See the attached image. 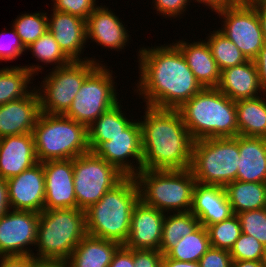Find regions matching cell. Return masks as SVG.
Returning <instances> with one entry per match:
<instances>
[{"instance_id": "cell-1", "label": "cell", "mask_w": 266, "mask_h": 267, "mask_svg": "<svg viewBox=\"0 0 266 267\" xmlns=\"http://www.w3.org/2000/svg\"><path fill=\"white\" fill-rule=\"evenodd\" d=\"M155 46L138 49L140 75L132 90L146 106L178 110L203 87L174 42Z\"/></svg>"}, {"instance_id": "cell-2", "label": "cell", "mask_w": 266, "mask_h": 267, "mask_svg": "<svg viewBox=\"0 0 266 267\" xmlns=\"http://www.w3.org/2000/svg\"><path fill=\"white\" fill-rule=\"evenodd\" d=\"M144 106V116L139 119L143 152L142 169H190L194 140L179 111L145 104Z\"/></svg>"}, {"instance_id": "cell-3", "label": "cell", "mask_w": 266, "mask_h": 267, "mask_svg": "<svg viewBox=\"0 0 266 267\" xmlns=\"http://www.w3.org/2000/svg\"><path fill=\"white\" fill-rule=\"evenodd\" d=\"M178 111L194 141L238 135L236 101L216 87L202 88Z\"/></svg>"}, {"instance_id": "cell-4", "label": "cell", "mask_w": 266, "mask_h": 267, "mask_svg": "<svg viewBox=\"0 0 266 267\" xmlns=\"http://www.w3.org/2000/svg\"><path fill=\"white\" fill-rule=\"evenodd\" d=\"M139 200L135 177H125L85 210L87 234L124 245L130 232L132 212Z\"/></svg>"}, {"instance_id": "cell-5", "label": "cell", "mask_w": 266, "mask_h": 267, "mask_svg": "<svg viewBox=\"0 0 266 267\" xmlns=\"http://www.w3.org/2000/svg\"><path fill=\"white\" fill-rule=\"evenodd\" d=\"M32 134L39 162L74 159L90 151L88 127L65 115L41 113Z\"/></svg>"}, {"instance_id": "cell-6", "label": "cell", "mask_w": 266, "mask_h": 267, "mask_svg": "<svg viewBox=\"0 0 266 267\" xmlns=\"http://www.w3.org/2000/svg\"><path fill=\"white\" fill-rule=\"evenodd\" d=\"M135 179L144 204L164 213L191 211L196 183L191 169H142Z\"/></svg>"}, {"instance_id": "cell-7", "label": "cell", "mask_w": 266, "mask_h": 267, "mask_svg": "<svg viewBox=\"0 0 266 267\" xmlns=\"http://www.w3.org/2000/svg\"><path fill=\"white\" fill-rule=\"evenodd\" d=\"M86 235L85 211L78 208L43 210L39 214L33 256L68 259Z\"/></svg>"}, {"instance_id": "cell-8", "label": "cell", "mask_w": 266, "mask_h": 267, "mask_svg": "<svg viewBox=\"0 0 266 267\" xmlns=\"http://www.w3.org/2000/svg\"><path fill=\"white\" fill-rule=\"evenodd\" d=\"M239 135L194 141L191 171L196 182L225 187L237 179Z\"/></svg>"}, {"instance_id": "cell-9", "label": "cell", "mask_w": 266, "mask_h": 267, "mask_svg": "<svg viewBox=\"0 0 266 267\" xmlns=\"http://www.w3.org/2000/svg\"><path fill=\"white\" fill-rule=\"evenodd\" d=\"M95 61H71L52 68L35 87L40 98L41 112L64 115L72 105L84 80L99 66Z\"/></svg>"}, {"instance_id": "cell-10", "label": "cell", "mask_w": 266, "mask_h": 267, "mask_svg": "<svg viewBox=\"0 0 266 267\" xmlns=\"http://www.w3.org/2000/svg\"><path fill=\"white\" fill-rule=\"evenodd\" d=\"M103 64L84 80L71 107L64 114L87 127L119 102L115 82L117 76L114 77L113 70Z\"/></svg>"}, {"instance_id": "cell-11", "label": "cell", "mask_w": 266, "mask_h": 267, "mask_svg": "<svg viewBox=\"0 0 266 267\" xmlns=\"http://www.w3.org/2000/svg\"><path fill=\"white\" fill-rule=\"evenodd\" d=\"M77 208L83 211L98 202L126 176L94 152L73 159Z\"/></svg>"}, {"instance_id": "cell-12", "label": "cell", "mask_w": 266, "mask_h": 267, "mask_svg": "<svg viewBox=\"0 0 266 267\" xmlns=\"http://www.w3.org/2000/svg\"><path fill=\"white\" fill-rule=\"evenodd\" d=\"M215 13L223 19L218 30L229 38L248 60H254L266 42L257 15V0L241 2Z\"/></svg>"}, {"instance_id": "cell-13", "label": "cell", "mask_w": 266, "mask_h": 267, "mask_svg": "<svg viewBox=\"0 0 266 267\" xmlns=\"http://www.w3.org/2000/svg\"><path fill=\"white\" fill-rule=\"evenodd\" d=\"M137 120H134L121 134L102 142L93 151L126 177H135L142 170L141 126Z\"/></svg>"}, {"instance_id": "cell-14", "label": "cell", "mask_w": 266, "mask_h": 267, "mask_svg": "<svg viewBox=\"0 0 266 267\" xmlns=\"http://www.w3.org/2000/svg\"><path fill=\"white\" fill-rule=\"evenodd\" d=\"M38 223L39 213L33 211L10 209L0 217V256L33 255Z\"/></svg>"}, {"instance_id": "cell-15", "label": "cell", "mask_w": 266, "mask_h": 267, "mask_svg": "<svg viewBox=\"0 0 266 267\" xmlns=\"http://www.w3.org/2000/svg\"><path fill=\"white\" fill-rule=\"evenodd\" d=\"M11 210L41 213L45 201V174L43 162L24 170L19 175L6 180Z\"/></svg>"}, {"instance_id": "cell-16", "label": "cell", "mask_w": 266, "mask_h": 267, "mask_svg": "<svg viewBox=\"0 0 266 267\" xmlns=\"http://www.w3.org/2000/svg\"><path fill=\"white\" fill-rule=\"evenodd\" d=\"M52 14L48 18V31L54 36L60 49L71 61H95L102 64L93 56L82 57L86 46V20L79 16L71 15L51 9ZM83 53V54H82ZM82 57V58H81ZM101 62V63H100Z\"/></svg>"}, {"instance_id": "cell-17", "label": "cell", "mask_w": 266, "mask_h": 267, "mask_svg": "<svg viewBox=\"0 0 266 267\" xmlns=\"http://www.w3.org/2000/svg\"><path fill=\"white\" fill-rule=\"evenodd\" d=\"M45 174L44 210L77 208L73 159L43 162Z\"/></svg>"}, {"instance_id": "cell-18", "label": "cell", "mask_w": 266, "mask_h": 267, "mask_svg": "<svg viewBox=\"0 0 266 267\" xmlns=\"http://www.w3.org/2000/svg\"><path fill=\"white\" fill-rule=\"evenodd\" d=\"M102 4L98 5L86 19L87 43H93L94 41L98 46L101 45L105 49L122 52V49H126V46L130 43V31L127 27H124L125 23L119 16H116V12Z\"/></svg>"}, {"instance_id": "cell-19", "label": "cell", "mask_w": 266, "mask_h": 267, "mask_svg": "<svg viewBox=\"0 0 266 267\" xmlns=\"http://www.w3.org/2000/svg\"><path fill=\"white\" fill-rule=\"evenodd\" d=\"M165 214L139 200L132 212L130 232L124 246L133 250H159Z\"/></svg>"}, {"instance_id": "cell-20", "label": "cell", "mask_w": 266, "mask_h": 267, "mask_svg": "<svg viewBox=\"0 0 266 267\" xmlns=\"http://www.w3.org/2000/svg\"><path fill=\"white\" fill-rule=\"evenodd\" d=\"M41 113L35 87L27 96L0 105V138L32 133Z\"/></svg>"}, {"instance_id": "cell-21", "label": "cell", "mask_w": 266, "mask_h": 267, "mask_svg": "<svg viewBox=\"0 0 266 267\" xmlns=\"http://www.w3.org/2000/svg\"><path fill=\"white\" fill-rule=\"evenodd\" d=\"M32 133L0 138V177L7 180L37 164Z\"/></svg>"}, {"instance_id": "cell-22", "label": "cell", "mask_w": 266, "mask_h": 267, "mask_svg": "<svg viewBox=\"0 0 266 267\" xmlns=\"http://www.w3.org/2000/svg\"><path fill=\"white\" fill-rule=\"evenodd\" d=\"M191 212L205 228L234 215L225 187L196 182Z\"/></svg>"}, {"instance_id": "cell-23", "label": "cell", "mask_w": 266, "mask_h": 267, "mask_svg": "<svg viewBox=\"0 0 266 267\" xmlns=\"http://www.w3.org/2000/svg\"><path fill=\"white\" fill-rule=\"evenodd\" d=\"M216 88L233 101L263 95L254 60L222 70Z\"/></svg>"}, {"instance_id": "cell-24", "label": "cell", "mask_w": 266, "mask_h": 267, "mask_svg": "<svg viewBox=\"0 0 266 267\" xmlns=\"http://www.w3.org/2000/svg\"><path fill=\"white\" fill-rule=\"evenodd\" d=\"M175 39V45L181 50L196 80L203 88L217 87L220 81L219 70L210 48L205 40L186 42Z\"/></svg>"}, {"instance_id": "cell-25", "label": "cell", "mask_w": 266, "mask_h": 267, "mask_svg": "<svg viewBox=\"0 0 266 267\" xmlns=\"http://www.w3.org/2000/svg\"><path fill=\"white\" fill-rule=\"evenodd\" d=\"M239 155L236 180L266 183V138L239 135Z\"/></svg>"}, {"instance_id": "cell-26", "label": "cell", "mask_w": 266, "mask_h": 267, "mask_svg": "<svg viewBox=\"0 0 266 267\" xmlns=\"http://www.w3.org/2000/svg\"><path fill=\"white\" fill-rule=\"evenodd\" d=\"M121 246L115 241L87 234L73 249L68 260L71 267H109Z\"/></svg>"}, {"instance_id": "cell-27", "label": "cell", "mask_w": 266, "mask_h": 267, "mask_svg": "<svg viewBox=\"0 0 266 267\" xmlns=\"http://www.w3.org/2000/svg\"><path fill=\"white\" fill-rule=\"evenodd\" d=\"M29 65L0 68V105L21 99L34 89V85L32 87L28 85L33 83L35 76H38L39 72L42 74L44 70L39 63Z\"/></svg>"}, {"instance_id": "cell-28", "label": "cell", "mask_w": 266, "mask_h": 267, "mask_svg": "<svg viewBox=\"0 0 266 267\" xmlns=\"http://www.w3.org/2000/svg\"><path fill=\"white\" fill-rule=\"evenodd\" d=\"M120 103L121 100L88 127V144L91 152L102 142L121 134L134 121L131 114L126 117L127 113L123 112L121 108L124 107ZM130 117L132 119H128Z\"/></svg>"}, {"instance_id": "cell-29", "label": "cell", "mask_w": 266, "mask_h": 267, "mask_svg": "<svg viewBox=\"0 0 266 267\" xmlns=\"http://www.w3.org/2000/svg\"><path fill=\"white\" fill-rule=\"evenodd\" d=\"M238 135L266 138V95L236 101Z\"/></svg>"}, {"instance_id": "cell-30", "label": "cell", "mask_w": 266, "mask_h": 267, "mask_svg": "<svg viewBox=\"0 0 266 267\" xmlns=\"http://www.w3.org/2000/svg\"><path fill=\"white\" fill-rule=\"evenodd\" d=\"M225 189L234 214L265 208L266 183L235 180Z\"/></svg>"}, {"instance_id": "cell-31", "label": "cell", "mask_w": 266, "mask_h": 267, "mask_svg": "<svg viewBox=\"0 0 266 267\" xmlns=\"http://www.w3.org/2000/svg\"><path fill=\"white\" fill-rule=\"evenodd\" d=\"M199 226V220L191 211L166 213L163 222L160 252L165 255L182 237L191 234Z\"/></svg>"}, {"instance_id": "cell-32", "label": "cell", "mask_w": 266, "mask_h": 267, "mask_svg": "<svg viewBox=\"0 0 266 267\" xmlns=\"http://www.w3.org/2000/svg\"><path fill=\"white\" fill-rule=\"evenodd\" d=\"M210 247L207 229L200 225L194 232L182 237L165 255L178 261L199 262Z\"/></svg>"}, {"instance_id": "cell-33", "label": "cell", "mask_w": 266, "mask_h": 267, "mask_svg": "<svg viewBox=\"0 0 266 267\" xmlns=\"http://www.w3.org/2000/svg\"><path fill=\"white\" fill-rule=\"evenodd\" d=\"M206 35L208 37L204 40L207 42L220 71L248 61L238 47L218 29L213 30V32L210 31Z\"/></svg>"}, {"instance_id": "cell-34", "label": "cell", "mask_w": 266, "mask_h": 267, "mask_svg": "<svg viewBox=\"0 0 266 267\" xmlns=\"http://www.w3.org/2000/svg\"><path fill=\"white\" fill-rule=\"evenodd\" d=\"M47 12L22 13L13 21L12 27L25 48L37 41L45 32L48 31Z\"/></svg>"}, {"instance_id": "cell-35", "label": "cell", "mask_w": 266, "mask_h": 267, "mask_svg": "<svg viewBox=\"0 0 266 267\" xmlns=\"http://www.w3.org/2000/svg\"><path fill=\"white\" fill-rule=\"evenodd\" d=\"M26 50H30L32 56L36 58V61L42 62V64L54 65V69L65 66L71 62V60L60 49L54 36L49 32H45L37 41L32 43Z\"/></svg>"}, {"instance_id": "cell-36", "label": "cell", "mask_w": 266, "mask_h": 267, "mask_svg": "<svg viewBox=\"0 0 266 267\" xmlns=\"http://www.w3.org/2000/svg\"><path fill=\"white\" fill-rule=\"evenodd\" d=\"M211 247L230 251L242 233L236 214L206 227Z\"/></svg>"}, {"instance_id": "cell-37", "label": "cell", "mask_w": 266, "mask_h": 267, "mask_svg": "<svg viewBox=\"0 0 266 267\" xmlns=\"http://www.w3.org/2000/svg\"><path fill=\"white\" fill-rule=\"evenodd\" d=\"M230 255L232 260L266 261V247L253 236L241 233Z\"/></svg>"}, {"instance_id": "cell-38", "label": "cell", "mask_w": 266, "mask_h": 267, "mask_svg": "<svg viewBox=\"0 0 266 267\" xmlns=\"http://www.w3.org/2000/svg\"><path fill=\"white\" fill-rule=\"evenodd\" d=\"M242 233L253 236L266 247V210L265 208L236 214Z\"/></svg>"}, {"instance_id": "cell-39", "label": "cell", "mask_w": 266, "mask_h": 267, "mask_svg": "<svg viewBox=\"0 0 266 267\" xmlns=\"http://www.w3.org/2000/svg\"><path fill=\"white\" fill-rule=\"evenodd\" d=\"M53 10L76 15L86 20L98 6L96 0H51Z\"/></svg>"}, {"instance_id": "cell-40", "label": "cell", "mask_w": 266, "mask_h": 267, "mask_svg": "<svg viewBox=\"0 0 266 267\" xmlns=\"http://www.w3.org/2000/svg\"><path fill=\"white\" fill-rule=\"evenodd\" d=\"M6 34H9V36L12 38H9V36L8 35L6 36ZM0 36L4 37L3 39L2 37H0V61L9 62L23 55L24 54L23 52L25 51L27 52L26 48L24 47V45L20 40V37L17 35L13 27L8 32L6 31L1 32ZM7 37L9 39H7Z\"/></svg>"}, {"instance_id": "cell-41", "label": "cell", "mask_w": 266, "mask_h": 267, "mask_svg": "<svg viewBox=\"0 0 266 267\" xmlns=\"http://www.w3.org/2000/svg\"><path fill=\"white\" fill-rule=\"evenodd\" d=\"M191 1L193 2V0H152L151 3L157 14L162 15L164 18H171L170 20L176 18L180 20Z\"/></svg>"}, {"instance_id": "cell-42", "label": "cell", "mask_w": 266, "mask_h": 267, "mask_svg": "<svg viewBox=\"0 0 266 267\" xmlns=\"http://www.w3.org/2000/svg\"><path fill=\"white\" fill-rule=\"evenodd\" d=\"M199 264L201 267H231L230 251L210 247L200 258Z\"/></svg>"}, {"instance_id": "cell-43", "label": "cell", "mask_w": 266, "mask_h": 267, "mask_svg": "<svg viewBox=\"0 0 266 267\" xmlns=\"http://www.w3.org/2000/svg\"><path fill=\"white\" fill-rule=\"evenodd\" d=\"M160 250H134V267H162Z\"/></svg>"}, {"instance_id": "cell-44", "label": "cell", "mask_w": 266, "mask_h": 267, "mask_svg": "<svg viewBox=\"0 0 266 267\" xmlns=\"http://www.w3.org/2000/svg\"><path fill=\"white\" fill-rule=\"evenodd\" d=\"M0 267H35V257L33 255L0 256Z\"/></svg>"}, {"instance_id": "cell-45", "label": "cell", "mask_w": 266, "mask_h": 267, "mask_svg": "<svg viewBox=\"0 0 266 267\" xmlns=\"http://www.w3.org/2000/svg\"><path fill=\"white\" fill-rule=\"evenodd\" d=\"M109 267H134V250L122 245L114 254Z\"/></svg>"}, {"instance_id": "cell-46", "label": "cell", "mask_w": 266, "mask_h": 267, "mask_svg": "<svg viewBox=\"0 0 266 267\" xmlns=\"http://www.w3.org/2000/svg\"><path fill=\"white\" fill-rule=\"evenodd\" d=\"M254 62L258 72L261 90L266 95V42L254 59Z\"/></svg>"}, {"instance_id": "cell-47", "label": "cell", "mask_w": 266, "mask_h": 267, "mask_svg": "<svg viewBox=\"0 0 266 267\" xmlns=\"http://www.w3.org/2000/svg\"><path fill=\"white\" fill-rule=\"evenodd\" d=\"M193 2H197L198 4H203L208 7L211 12H216L220 9L229 8L239 3L243 2L242 0H193Z\"/></svg>"}, {"instance_id": "cell-48", "label": "cell", "mask_w": 266, "mask_h": 267, "mask_svg": "<svg viewBox=\"0 0 266 267\" xmlns=\"http://www.w3.org/2000/svg\"><path fill=\"white\" fill-rule=\"evenodd\" d=\"M35 267H71L65 258H35Z\"/></svg>"}, {"instance_id": "cell-49", "label": "cell", "mask_w": 266, "mask_h": 267, "mask_svg": "<svg viewBox=\"0 0 266 267\" xmlns=\"http://www.w3.org/2000/svg\"><path fill=\"white\" fill-rule=\"evenodd\" d=\"M10 209L7 182L0 177V217L5 215Z\"/></svg>"}, {"instance_id": "cell-50", "label": "cell", "mask_w": 266, "mask_h": 267, "mask_svg": "<svg viewBox=\"0 0 266 267\" xmlns=\"http://www.w3.org/2000/svg\"><path fill=\"white\" fill-rule=\"evenodd\" d=\"M162 267H201L199 262L178 261L168 258L166 255L163 257Z\"/></svg>"}, {"instance_id": "cell-51", "label": "cell", "mask_w": 266, "mask_h": 267, "mask_svg": "<svg viewBox=\"0 0 266 267\" xmlns=\"http://www.w3.org/2000/svg\"><path fill=\"white\" fill-rule=\"evenodd\" d=\"M257 15L266 41V5H264L260 0H257Z\"/></svg>"}, {"instance_id": "cell-52", "label": "cell", "mask_w": 266, "mask_h": 267, "mask_svg": "<svg viewBox=\"0 0 266 267\" xmlns=\"http://www.w3.org/2000/svg\"><path fill=\"white\" fill-rule=\"evenodd\" d=\"M231 267H266V261L232 260Z\"/></svg>"}, {"instance_id": "cell-53", "label": "cell", "mask_w": 266, "mask_h": 267, "mask_svg": "<svg viewBox=\"0 0 266 267\" xmlns=\"http://www.w3.org/2000/svg\"><path fill=\"white\" fill-rule=\"evenodd\" d=\"M243 2H252V1H255V0H242Z\"/></svg>"}, {"instance_id": "cell-54", "label": "cell", "mask_w": 266, "mask_h": 267, "mask_svg": "<svg viewBox=\"0 0 266 267\" xmlns=\"http://www.w3.org/2000/svg\"><path fill=\"white\" fill-rule=\"evenodd\" d=\"M264 5H266V0H260Z\"/></svg>"}]
</instances>
